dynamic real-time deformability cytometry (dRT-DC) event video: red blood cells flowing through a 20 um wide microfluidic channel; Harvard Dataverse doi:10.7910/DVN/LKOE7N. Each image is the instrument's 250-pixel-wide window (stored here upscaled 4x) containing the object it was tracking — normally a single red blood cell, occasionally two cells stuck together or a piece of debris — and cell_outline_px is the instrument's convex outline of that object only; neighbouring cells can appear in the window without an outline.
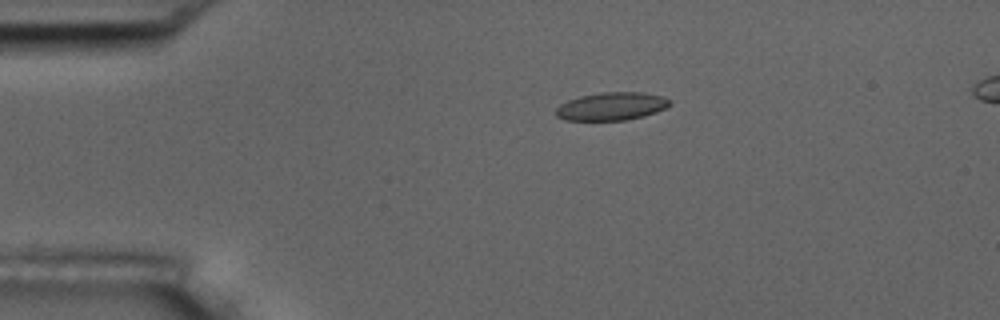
{"species": "common noctule bat (a hibernating species)", "species_latin": "Nyctalus noctula", "temperature_condition": "room temperature", "stored_images_in_passage": 5, "segment_of_instrument_passage": [1, 2], "camera_frame_rate_fps": 3000, "um_per_image_px": 0.085, "animal": {"sex": "male", "body_mass_g": 17.5, "forearm_length_mm": 52.3}, "frame": {"image": 1, "passage_image": 3, "time_ms": 2.0, "image_size_px": [1000, 320], "cell_outline_px": [[672, 104], [656, 112], [644, 116], [624, 120], [564, 120], [556, 116], [556, 108], [560, 104], [568, 100], [580, 96], [600, 92], [640, 92], [664, 96], [672, 100]], "centroid_in_image_um": [52.0, 9.03], "position_along_channel_um": 33.0, "area_um2": 18.67}}